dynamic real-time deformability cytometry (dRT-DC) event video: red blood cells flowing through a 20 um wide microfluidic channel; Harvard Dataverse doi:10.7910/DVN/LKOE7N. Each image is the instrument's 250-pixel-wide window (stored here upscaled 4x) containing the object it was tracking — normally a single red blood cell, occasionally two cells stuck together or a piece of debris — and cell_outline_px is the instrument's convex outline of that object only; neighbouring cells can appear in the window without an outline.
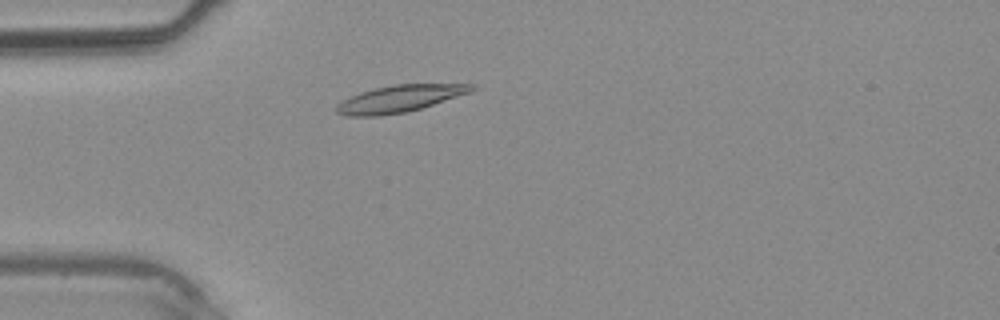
{"species": "common noctule bat (a hibernating species)", "species_latin": "Nyctalus noctula", "temperature_condition": "warm", "stored_images_in_passage": 34, "camera_frame_rate_fps": 3000, "um_per_image_px": 0.085, "animal": {"sex": "male", "body_mass_g": 20.4}, "frame": {"image": 1, "passage_image": 6, "time_ms": 1.667, "image_size_px": [1000, 320], "cell_outline_px": [[476, 88], [472, 92], [408, 112], [380, 116], [344, 116], [336, 112], [336, 104], [340, 100], [360, 92], [376, 88], [396, 84], [476, 84]], "centroid_in_image_um": [33.95, 8.39], "position_along_channel_um": 51.1, "area_um2": 21.39}}
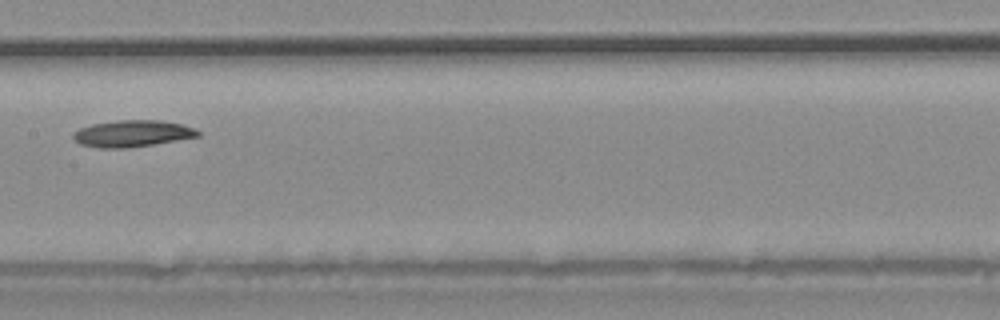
{"frame": {"image": 2, "passage_image": 15, "time_ms": 4.667, "image_size_px": [1000, 320], "cell_outline_px": [[200, 136], [128, 148], [100, 148], [80, 144], [72, 136], [72, 132], [80, 128], [92, 124], [116, 120], [160, 120], [180, 124], [196, 128], [200, 132]], "centroid_in_image_um": [11.23, 11.34], "position_along_channel_um": 196.2, "area_um2": 19.31}}
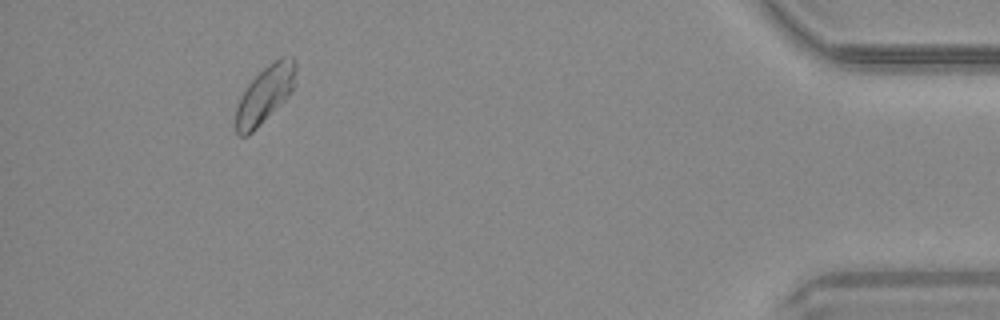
{"frame": {"image": 3, "passage_image": 31, "time_ms": 10.0, "image_size_px": [1000, 320], "cell_outline_px": [[296, 72], [292, 92], [248, 136], [240, 136], [236, 132], [236, 108], [248, 84], [268, 64], [280, 56], [292, 56], [296, 60]], "centroid_in_image_um": [22.55, 7.99], "position_along_channel_um": 412.7, "area_um2": 19.59}}